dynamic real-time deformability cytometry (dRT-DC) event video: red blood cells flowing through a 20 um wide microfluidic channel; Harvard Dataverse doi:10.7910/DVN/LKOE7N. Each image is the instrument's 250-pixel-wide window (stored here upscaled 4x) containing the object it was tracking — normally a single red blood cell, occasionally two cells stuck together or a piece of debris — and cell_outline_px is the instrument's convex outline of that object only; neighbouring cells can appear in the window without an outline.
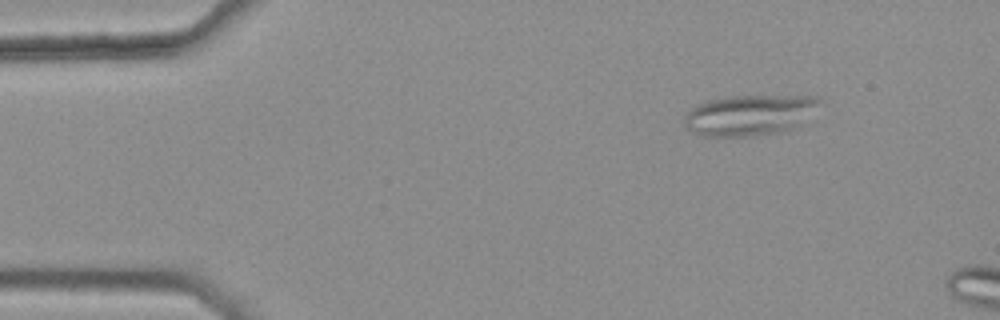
{"species": "common noctule bat (a hibernating species)", "species_latin": "Nyctalus noctula", "temperature_condition": "warm", "stored_images_in_passage": 3, "camera_frame_rate_fps": 3000, "um_per_image_px": 0.085, "animal": {"sex": "female", "body_mass_g": 25.1}, "frame": {"image": 1, "passage_image": 3, "time_ms": 0.667, "image_size_px": [1000, 320], "cell_outline_px": [[824, 100], [796, 128], [788, 132], [752, 136], [704, 136], [688, 128], [684, 124], [684, 116], [688, 112], [700, 104], [708, 100], [728, 96], [820, 96]], "centroid_in_image_um": [63.78, 9.78], "position_along_channel_um": 21.2, "area_um2": 32.14}}